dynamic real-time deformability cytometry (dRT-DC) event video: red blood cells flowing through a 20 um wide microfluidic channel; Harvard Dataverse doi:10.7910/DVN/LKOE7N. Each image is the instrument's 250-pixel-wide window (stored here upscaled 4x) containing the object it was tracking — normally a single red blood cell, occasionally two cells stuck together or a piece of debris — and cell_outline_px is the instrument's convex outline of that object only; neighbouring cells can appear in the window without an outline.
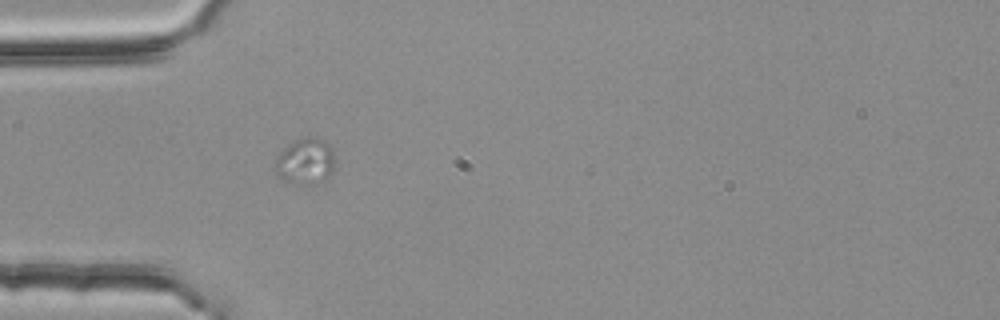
{"species": "common noctule bat (a hibernating species)", "species_latin": "Nyctalus noctula", "temperature_condition": "room temperature", "stored_images_in_passage": 2, "camera_frame_rate_fps": 3000, "um_per_image_px": 0.085, "animal": {"sex": "female", "body_mass_g": 25.1}, "frame": {"image": 1, "passage_image": 2, "time_ms": 0.333, "image_size_px": [1000, 320], "cell_outline_px": [[332, 176], [320, 180], [296, 184], [284, 180], [272, 168], [276, 156], [288, 144], [296, 140], [308, 136], [316, 136], [324, 140], [332, 148]], "centroid_in_image_um": [25.91, 13.67], "position_along_channel_um": 59.1, "area_um2": 15.84}}